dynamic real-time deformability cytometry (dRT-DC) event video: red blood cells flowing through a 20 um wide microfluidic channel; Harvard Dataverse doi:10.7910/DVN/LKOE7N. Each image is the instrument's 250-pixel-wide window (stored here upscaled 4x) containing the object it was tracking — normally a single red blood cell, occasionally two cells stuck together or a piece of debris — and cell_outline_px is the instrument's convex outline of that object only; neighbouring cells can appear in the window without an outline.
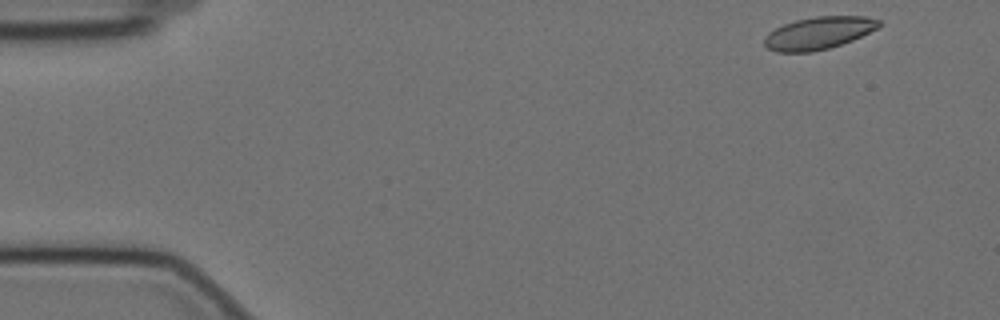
{"species": "Egyptian fruit bat (a non-hibernating species)", "species_latin": "Rousettus aegyptiacus", "temperature_condition": "cold", "stored_images_in_passage": 55, "camera_frame_rate_fps": 3000, "um_per_image_px": 0.085, "animal": {"sex": "female"}, "frame": {"image": 1, "passage_image": 1, "time_ms": 0.0, "image_size_px": [1000, 320], "cell_outline_px": [[884, 24], [880, 28], [852, 40], [828, 48], [812, 52], [776, 52], [768, 48], [764, 44], [764, 36], [768, 32], [784, 24], [796, 20], [816, 16], [864, 16], [880, 20]], "centroid_in_image_um": [69.61, 2.8], "position_along_channel_um": 15.4, "area_um2": 21.79}}
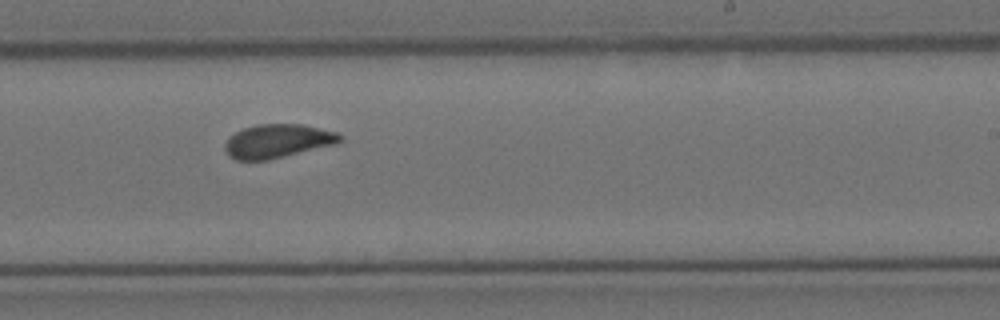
{"frame": {"image": 2, "passage_image": 32, "time_ms": 10.333, "image_size_px": [1000, 320], "cell_outline_px": [[344, 136], [336, 144], [268, 160], [236, 160], [228, 156], [224, 148], [224, 144], [228, 136], [244, 128], [256, 124], [304, 124], [336, 132]], "centroid_in_image_um": [23.57, 11.99], "position_along_channel_um": 265.4, "area_um2": 22.72}}
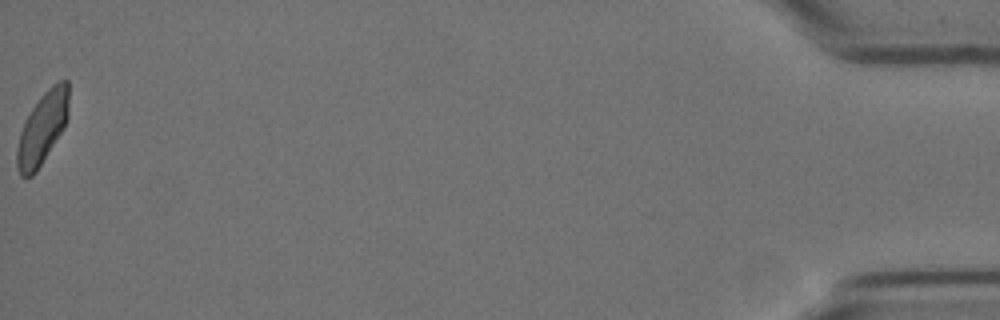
{"frame": {"image": 3, "passage_image": 55, "time_ms": 18.0, "image_size_px": [1000, 320], "cell_outline_px": [[68, 116], [64, 128], [36, 172], [32, 176], [20, 176], [16, 168], [16, 148], [20, 132], [32, 108], [40, 96], [52, 84], [60, 80], [68, 80]], "centroid_in_image_um": [3.6, 10.91], "position_along_channel_um": 431.6, "area_um2": 21.62}, "authors_computed_cell_mechanics": {"area_um2": 22.3686, "velocity_mm_per_s": 3.4624, "shape_relaxation_time_tau1_ms": 5.2231, "shape_relaxation_time_tau2_ms": 0.7807, "deformation_change_tau1": 0.1225, "deformation_change_tau2": 0.0386}}